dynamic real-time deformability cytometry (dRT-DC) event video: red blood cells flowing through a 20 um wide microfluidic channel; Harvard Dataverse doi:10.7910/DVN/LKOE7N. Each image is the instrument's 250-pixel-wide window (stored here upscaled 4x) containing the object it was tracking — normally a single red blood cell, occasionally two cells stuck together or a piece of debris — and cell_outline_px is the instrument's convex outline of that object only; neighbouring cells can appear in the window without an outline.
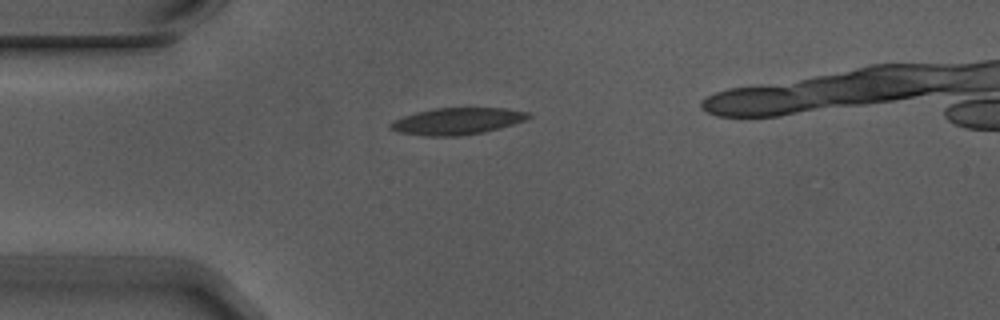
{"species": "Egyptian fruit bat (a non-hibernating species)", "species_latin": "Rousettus aegyptiacus", "temperature_condition": "warm", "stored_images_in_passage": 1, "camera_frame_rate_fps": 3000, "um_per_image_px": 0.085, "animal": {"sex": "male"}, "frame": {"image": 1, "passage_image": 1, "time_ms": 0.0, "image_size_px": [1000, 320], "cell_outline_px": [[532, 116], [524, 120], [500, 128], [484, 132], [460, 136], [428, 136], [396, 132], [388, 128], [388, 124], [392, 120], [416, 112], [436, 108], [504, 108], [532, 112]], "centroid_in_image_um": [38.83, 10.3], "position_along_channel_um": 46.2, "area_um2": 21.68}}